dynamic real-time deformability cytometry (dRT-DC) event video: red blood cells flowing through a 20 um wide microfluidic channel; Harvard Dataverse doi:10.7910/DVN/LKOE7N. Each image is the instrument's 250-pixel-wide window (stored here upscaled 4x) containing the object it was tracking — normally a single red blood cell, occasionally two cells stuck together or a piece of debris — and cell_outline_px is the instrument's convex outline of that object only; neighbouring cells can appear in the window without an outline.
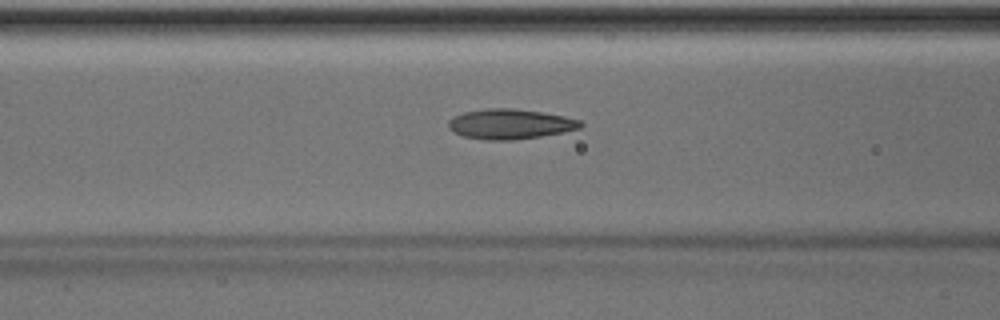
{"species": "Egyptian fruit bat (a non-hibernating species)", "species_latin": "Rousettus aegyptiacus", "temperature_condition": "room temperature", "stored_images_in_passage": 51, "segment_of_instrument_passage": [1, 2], "camera_frame_rate_fps": 3000, "um_per_image_px": 0.085, "animal": {"sex": "male"}, "frame": {"image": 1, "passage_image": 20, "time_ms": 6.333, "image_size_px": [1000, 320], "cell_outline_px": [[584, 124], [580, 128], [540, 136], [512, 140], [488, 140], [464, 136], [448, 128], [448, 120], [464, 112], [488, 108], [512, 108], [540, 112], [564, 116], [580, 120]], "centroid_in_image_um": [43.36, 10.54], "position_along_channel_um": 123.2, "area_um2": 22.77}}
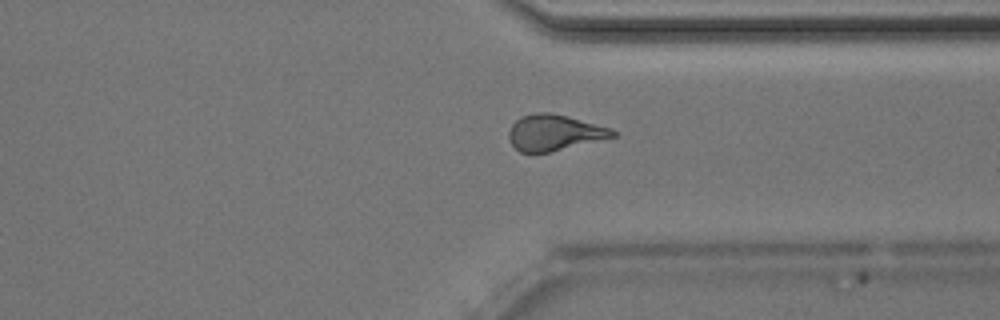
{"frame": {"image": 2, "passage_image": 38, "time_ms": 12.333, "image_size_px": [1000, 320], "cell_outline_px": [[616, 136], [548, 152], [520, 152], [508, 140], [508, 132], [512, 124], [520, 116], [536, 112], [548, 112], [568, 116], [612, 128], [616, 132]], "centroid_in_image_um": [47.09, 11.25], "position_along_channel_um": 364.3, "area_um2": 21.62}}
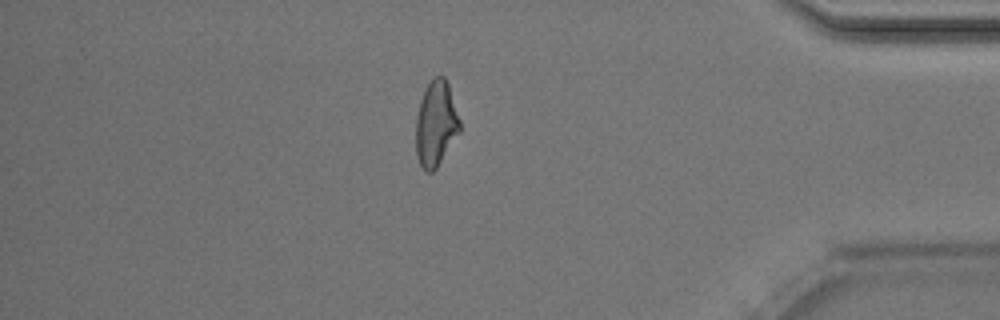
{"frame": {"image": 3, "passage_image": 43, "time_ms": 14.0, "image_size_px": [1000, 320], "cell_outline_px": [[460, 132], [436, 168], [432, 172], [424, 172], [416, 156], [416, 116], [420, 100], [428, 84], [436, 76], [444, 76], [448, 84], [460, 120]], "centroid_in_image_um": [37.04, 10.55], "position_along_channel_um": 398.2, "area_um2": 21.73}}